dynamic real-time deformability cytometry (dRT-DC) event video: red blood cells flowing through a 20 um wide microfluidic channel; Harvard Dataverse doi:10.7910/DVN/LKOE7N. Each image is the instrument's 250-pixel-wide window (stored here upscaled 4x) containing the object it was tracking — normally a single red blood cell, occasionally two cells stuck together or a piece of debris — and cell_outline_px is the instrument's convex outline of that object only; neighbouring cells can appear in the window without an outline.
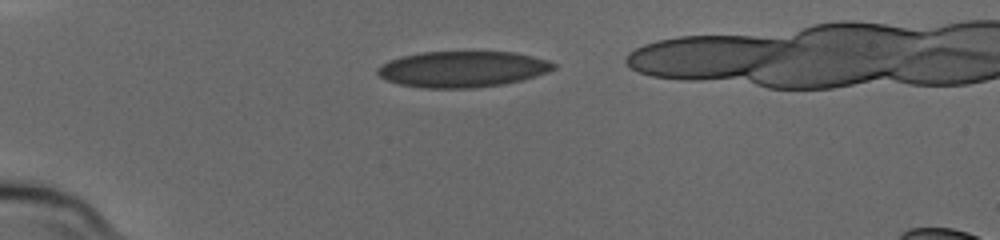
{"species": "human", "species_latin": "Homo sapiens", "temperature_condition": "cold", "stored_images_in_passage": 10, "camera_frame_rate_fps": 3000, "um_per_image_px": 0.085, "donor": {"sex": "male"}, "frame": {"image": 1, "passage_image": 5, "time_ms": 1.333, "image_size_px": [1000, 240], "cell_outline_px": [[556, 68], [548, 72], [536, 76], [504, 84], [472, 88], [424, 88], [400, 84], [388, 80], [380, 76], [376, 72], [376, 68], [380, 64], [388, 60], [400, 56], [420, 52], [516, 52], [548, 60], [556, 64]], "centroid_in_image_um": [39.3, 5.87], "position_along_channel_um": 45.7, "area_um2": 37.11}}